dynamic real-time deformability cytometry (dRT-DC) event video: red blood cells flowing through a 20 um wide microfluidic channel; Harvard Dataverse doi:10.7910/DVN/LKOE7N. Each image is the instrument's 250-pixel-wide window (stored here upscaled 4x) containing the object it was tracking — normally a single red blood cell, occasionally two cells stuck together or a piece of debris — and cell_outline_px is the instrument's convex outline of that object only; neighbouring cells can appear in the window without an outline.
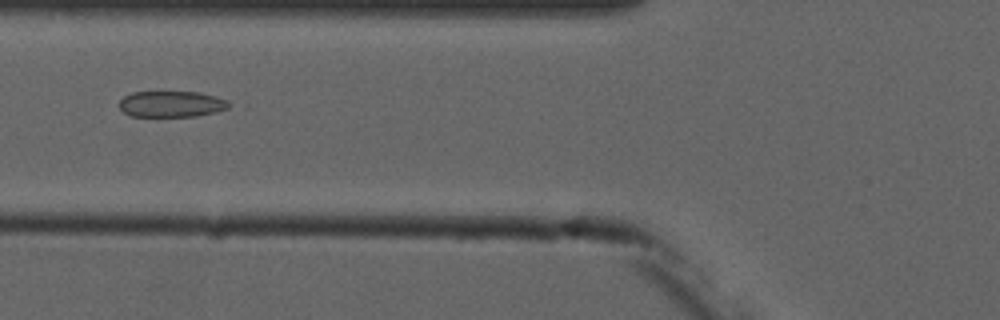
{"species": "common noctule bat (a hibernating species)", "species_latin": "Nyctalus noctula", "temperature_condition": "cold", "stored_images_in_passage": 6, "camera_frame_rate_fps": 3000, "um_per_image_px": 0.085, "animal": {"sex": "male", "forearm_length_mm": 52.5}, "frame": {"image": 1, "passage_image": 3, "time_ms": 2.333, "image_size_px": [1000, 320], "cell_outline_px": [[236, 104], [228, 108], [216, 112], [196, 116], [132, 116], [124, 112], [120, 108], [120, 100], [124, 96], [132, 92], [200, 92], [216, 96], [228, 100]], "centroid_in_image_um": [14.65, 8.84], "position_along_channel_um": 111.1, "area_um2": 16.82}}
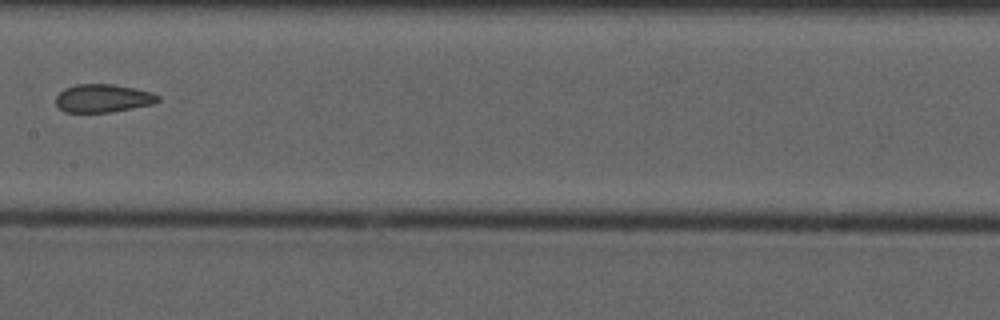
{"frame": {"image": 2, "passage_image": 5, "time_ms": 4.667, "image_size_px": [1000, 320], "cell_outline_px": [[160, 100], [152, 104], [112, 112], [64, 112], [56, 104], [56, 96], [64, 88], [76, 84], [112, 84], [152, 92], [160, 96]], "centroid_in_image_um": [8.74, 8.35], "position_along_channel_um": 198.7, "area_um2": 16.7}}
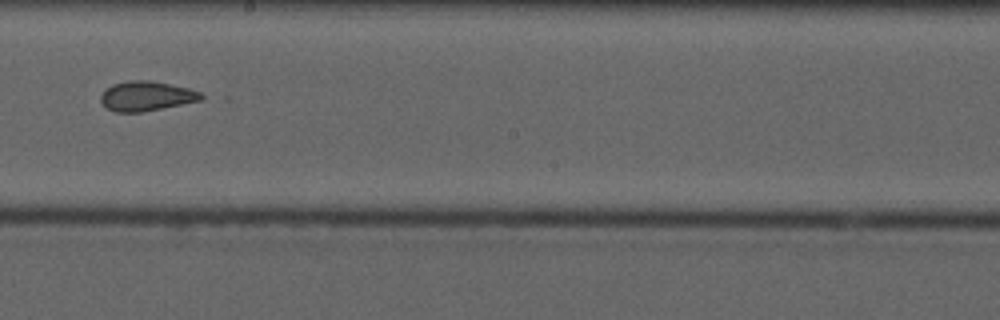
{"frame": {"image": 3, "passage_image": 6, "time_ms": 5.667, "image_size_px": [1000, 320], "cell_outline_px": [[204, 96], [200, 100], [140, 112], [116, 112], [108, 108], [100, 100], [100, 96], [112, 84], [128, 80], [148, 80], [188, 88], [200, 92]], "centroid_in_image_um": [12.42, 8.15], "position_along_channel_um": 235.8, "area_um2": 16.94}}